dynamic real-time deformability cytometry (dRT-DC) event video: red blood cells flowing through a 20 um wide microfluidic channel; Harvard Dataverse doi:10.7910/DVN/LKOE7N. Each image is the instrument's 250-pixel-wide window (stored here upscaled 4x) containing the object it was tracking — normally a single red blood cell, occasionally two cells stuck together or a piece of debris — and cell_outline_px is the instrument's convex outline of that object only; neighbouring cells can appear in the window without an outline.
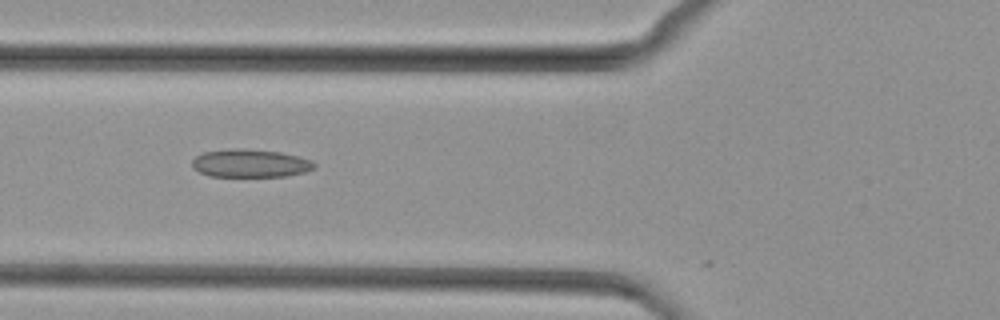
{"species": "common noctule bat (a hibernating species)", "species_latin": "Nyctalus noctula", "temperature_condition": "cold", "stored_images_in_passage": 8, "camera_frame_rate_fps": 3000, "um_per_image_px": 0.085, "animal": {"sex": "female", "body_mass_g": 29.2, "forearm_length_mm": 56.3}, "frame": {"image": 1, "passage_image": 6, "time_ms": 1.667, "image_size_px": [1000, 320], "cell_outline_px": [[316, 168], [304, 172], [284, 176], [208, 176], [192, 168], [192, 160], [196, 156], [204, 152], [232, 148], [244, 148], [280, 152], [312, 160], [316, 164]], "centroid_in_image_um": [21.26, 13.87], "position_along_channel_um": 104.5, "area_um2": 20.0}}